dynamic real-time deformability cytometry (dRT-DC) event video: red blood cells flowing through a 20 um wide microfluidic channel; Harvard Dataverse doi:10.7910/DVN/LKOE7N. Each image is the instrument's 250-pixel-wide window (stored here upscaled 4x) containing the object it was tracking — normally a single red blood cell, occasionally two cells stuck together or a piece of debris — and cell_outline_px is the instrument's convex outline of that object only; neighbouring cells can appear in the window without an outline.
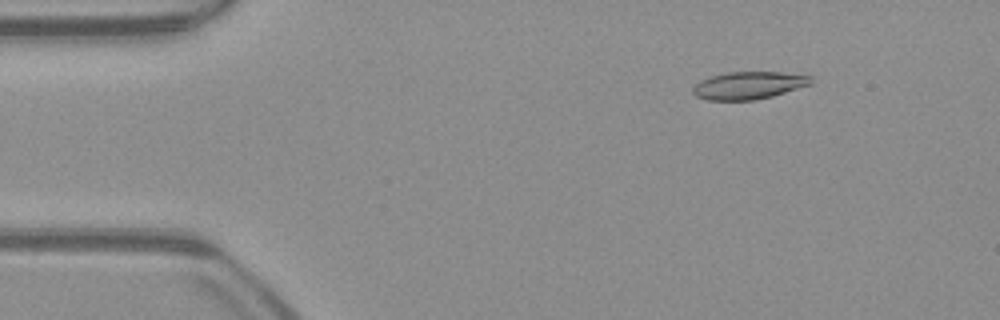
{"species": "common noctule bat (a hibernating species)", "species_latin": "Nyctalus noctula", "temperature_condition": "warm", "stored_images_in_passage": 52, "camera_frame_rate_fps": 3000, "um_per_image_px": 0.085, "animal": {"sex": "male", "body_mass_g": 23.1, "forearm_length_mm": 52.7}, "frame": {"image": 1, "passage_image": 7, "time_ms": 2.0, "image_size_px": [1000, 320], "cell_outline_px": [[812, 84], [772, 96], [756, 100], [708, 100], [696, 96], [692, 92], [692, 88], [700, 80], [712, 76], [728, 72], [780, 72], [812, 76]], "centroid_in_image_um": [63.64, 7.26], "position_along_channel_um": 21.4, "area_um2": 18.9}}
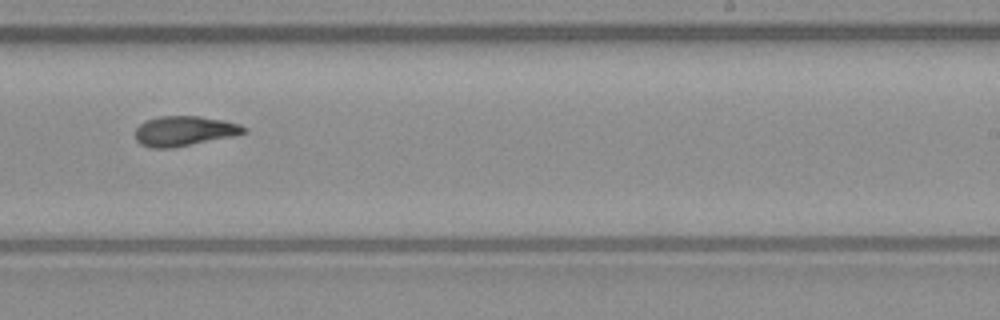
{"frame": {"image": 2, "passage_image": 32, "time_ms": 10.333, "image_size_px": [1000, 320], "cell_outline_px": [[248, 132], [236, 136], [172, 148], [152, 148], [140, 144], [136, 140], [136, 128], [144, 120], [156, 116], [200, 116], [224, 120], [240, 124], [248, 128]], "centroid_in_image_um": [15.7, 11.13], "position_along_channel_um": 273.3, "area_um2": 19.31}}
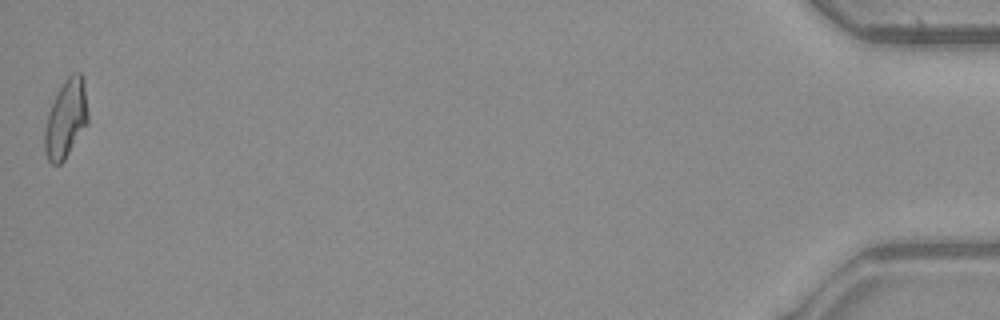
{"frame": {"image": 3, "passage_image": 52, "time_ms": 17.0, "image_size_px": [1000, 320], "cell_outline_px": [[88, 124], [64, 160], [60, 164], [52, 164], [48, 160], [44, 152], [44, 132], [48, 112], [64, 80], [72, 72], [80, 72], [84, 76], [88, 112]], "centroid_in_image_um": [5.62, 10.09], "position_along_channel_um": 429.6, "area_um2": 19.94}, "authors_computed_cell_mechanics": {"area_um2": 19.1318, "velocity_mm_per_s": 3.9483, "shape_relaxation_time_tau1_ms": null, "shape_relaxation_time_tau2_ms": 3.1261, "deformation_change_tau1": null, "deformation_change_tau2": 0.105}}